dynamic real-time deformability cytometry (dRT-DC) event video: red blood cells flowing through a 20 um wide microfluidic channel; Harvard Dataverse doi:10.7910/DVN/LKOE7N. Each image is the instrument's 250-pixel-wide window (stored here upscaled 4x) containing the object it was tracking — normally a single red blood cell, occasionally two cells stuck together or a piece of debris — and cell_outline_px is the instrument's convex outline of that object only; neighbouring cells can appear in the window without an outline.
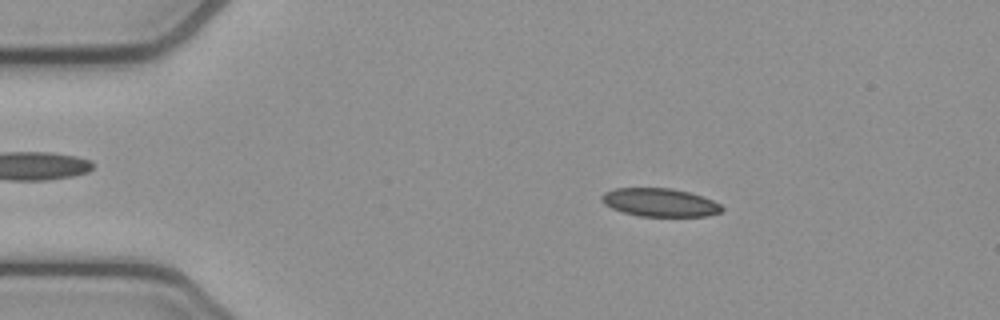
{"species": "common noctule bat (a hibernating species)", "species_latin": "Nyctalus noctula", "temperature_condition": "cold", "stored_images_in_passage": 52, "camera_frame_rate_fps": 3000, "um_per_image_px": 0.085, "animal": {"sex": "female", "body_mass_g": 21.9}, "frame": {"image": 1, "passage_image": 9, "time_ms": 2.667, "image_size_px": [1000, 320], "cell_outline_px": [[724, 208], [720, 212], [708, 216], [640, 216], [624, 212], [612, 208], [604, 204], [600, 200], [600, 196], [604, 192], [612, 188], [672, 188], [688, 192], [712, 200], [720, 204]], "centroid_in_image_um": [56.05, 17.2], "position_along_channel_um": 29.0, "area_um2": 19.77}}
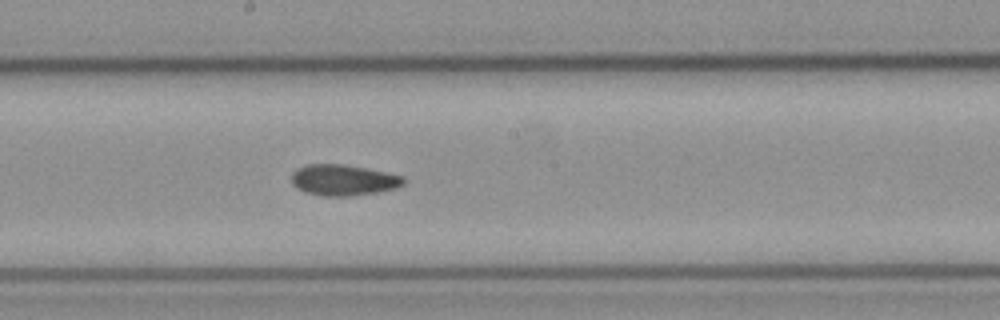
{"frame": {"image": 2, "passage_image": 28, "time_ms": 9.0, "image_size_px": [1000, 320], "cell_outline_px": [[408, 180], [400, 188], [352, 196], [324, 196], [304, 192], [296, 188], [292, 184], [292, 172], [296, 168], [308, 164], [344, 164], [404, 176]], "centroid_in_image_um": [29.2, 15.31], "position_along_channel_um": 219.0, "area_um2": 20.46}}
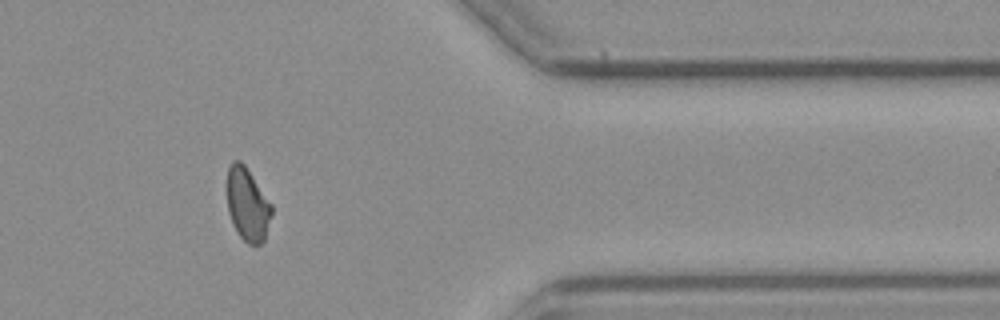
{"frame": {"image": 3, "passage_image": 43, "time_ms": 14.0, "image_size_px": [1000, 320], "cell_outline_px": [[272, 216], [264, 240], [260, 244], [248, 244], [240, 236], [232, 224], [228, 212], [228, 168], [232, 160], [240, 160], [244, 164], [272, 204]], "centroid_in_image_um": [21.05, 17.39], "position_along_channel_um": 390.4, "area_um2": 18.9}, "authors_computed_cell_mechanics": {"area_um2": 20.1144, "velocity_mm_per_s": 3.8691, "shape_relaxation_time_tau1_ms": null, "shape_relaxation_time_tau2_ms": 3.5552, "deformation_change_tau1": null, "deformation_change_tau2": 0.1016}}